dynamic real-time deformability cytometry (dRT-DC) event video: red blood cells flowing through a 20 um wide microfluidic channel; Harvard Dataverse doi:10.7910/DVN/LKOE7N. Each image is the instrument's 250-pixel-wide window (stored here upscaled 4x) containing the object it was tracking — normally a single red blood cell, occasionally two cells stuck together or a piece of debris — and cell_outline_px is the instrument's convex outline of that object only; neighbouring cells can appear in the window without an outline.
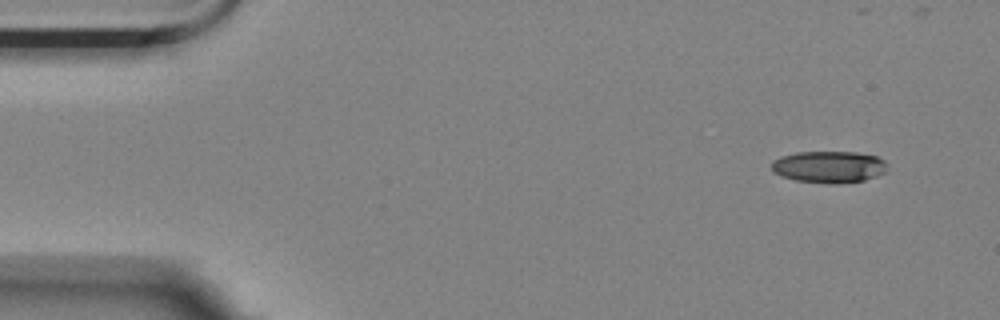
{"species": "Egyptian fruit bat (a non-hibernating species)", "species_latin": "Rousettus aegyptiacus", "temperature_condition": "room temperature", "stored_images_in_passage": 4, "camera_frame_rate_fps": 3000, "um_per_image_px": 0.085, "animal": {"sex": "female"}, "frame": {"image": 1, "passage_image": 1, "time_ms": 0.0, "image_size_px": [1000, 320], "cell_outline_px": [[888, 172], [864, 180], [840, 184], [828, 184], [796, 180], [780, 176], [772, 172], [772, 160], [780, 156], [796, 152], [856, 152], [876, 156], [884, 160], [888, 164]], "centroid_in_image_um": [70.47, 14.19], "position_along_channel_um": 14.5, "area_um2": 21.85}}
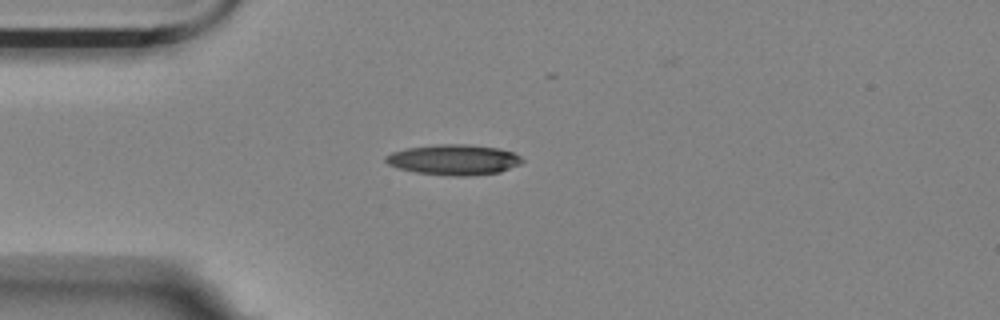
{"frame": {"image": 2, "passage_image": 3, "time_ms": 3.333, "image_size_px": [1000, 320], "cell_outline_px": [[524, 160], [520, 164], [500, 172], [468, 176], [448, 176], [416, 172], [400, 168], [388, 164], [384, 160], [384, 156], [392, 152], [408, 148], [440, 144], [468, 144], [500, 148], [512, 152], [520, 156]], "centroid_in_image_um": [38.59, 13.57], "position_along_channel_um": 46.4, "area_um2": 24.22}}